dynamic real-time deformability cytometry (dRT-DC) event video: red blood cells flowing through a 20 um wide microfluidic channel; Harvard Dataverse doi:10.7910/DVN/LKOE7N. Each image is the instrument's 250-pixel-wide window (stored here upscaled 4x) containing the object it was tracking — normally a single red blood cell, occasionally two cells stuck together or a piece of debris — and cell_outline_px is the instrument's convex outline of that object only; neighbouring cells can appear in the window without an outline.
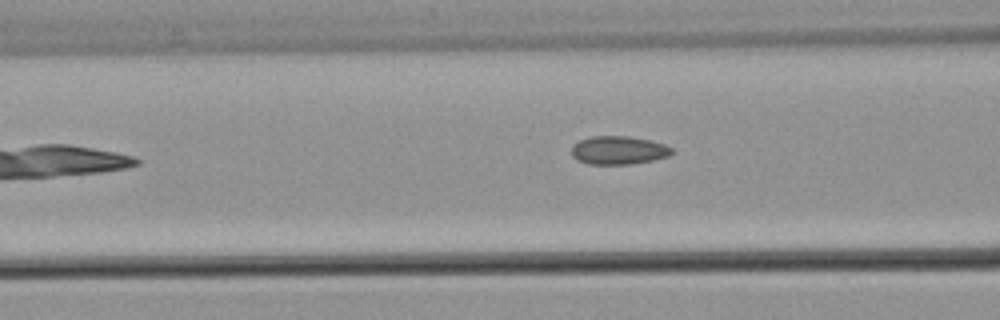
{"species": "common noctule bat (a hibernating species)", "species_latin": "Nyctalus noctula", "temperature_condition": "warm", "stored_images_in_passage": 12, "camera_frame_rate_fps": 3000, "um_per_image_px": 0.085, "animal": {"sex": "male", "body_mass_g": 21.5, "forearm_length_mm": 52.0}, "frame": {"image": 1, "passage_image": 9, "time_ms": 11.333, "image_size_px": [1000, 320], "cell_outline_px": [[676, 152], [668, 156], [652, 160], [632, 164], [588, 164], [576, 160], [572, 156], [572, 144], [580, 140], [592, 136], [628, 136], [648, 140], [664, 144], [672, 148]], "centroid_in_image_um": [52.56, 12.77], "position_along_channel_um": 114.0, "area_um2": 16.65}}
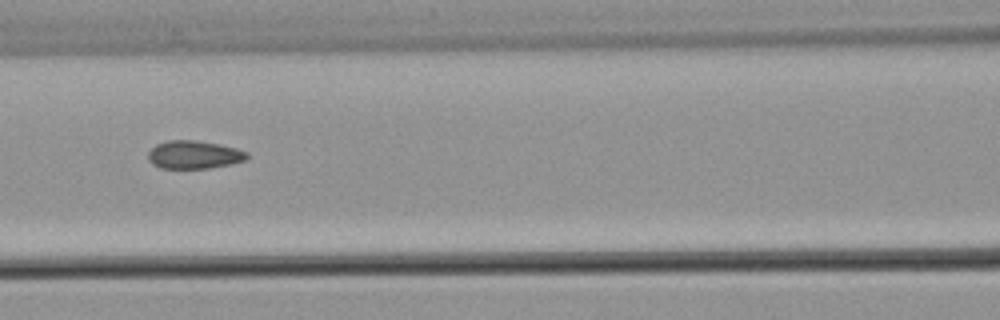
{"frame": {"image": 2, "passage_image": 10, "time_ms": 12.667, "image_size_px": [1000, 320], "cell_outline_px": [[248, 156], [244, 160], [232, 164], [208, 168], [160, 168], [152, 164], [148, 160], [148, 152], [156, 144], [168, 140], [196, 140], [220, 144], [236, 148], [248, 152]], "centroid_in_image_um": [16.48, 13.14], "position_along_channel_um": 150.1, "area_um2": 16.24}}